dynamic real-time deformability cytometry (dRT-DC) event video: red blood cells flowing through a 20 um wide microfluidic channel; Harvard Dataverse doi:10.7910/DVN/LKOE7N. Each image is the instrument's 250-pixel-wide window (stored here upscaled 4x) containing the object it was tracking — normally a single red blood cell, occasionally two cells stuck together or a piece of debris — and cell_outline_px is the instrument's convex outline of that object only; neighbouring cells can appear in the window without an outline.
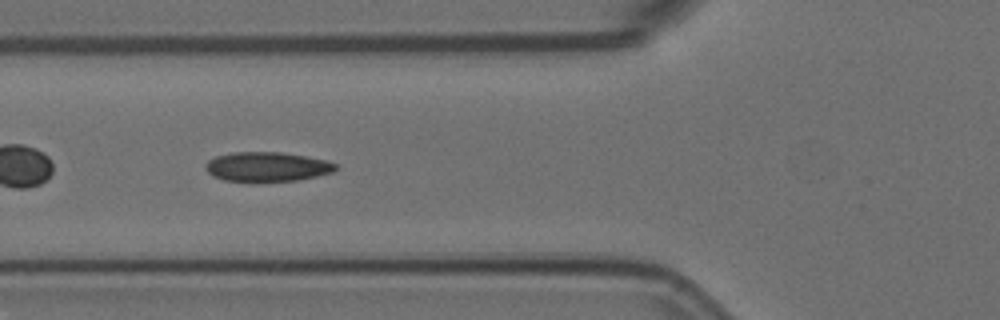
{"species": "Egyptian fruit bat (a non-hibernating species)", "species_latin": "Rousettus aegyptiacus", "temperature_condition": "room temperature", "stored_images_in_passage": 56, "camera_frame_rate_fps": 3000, "um_per_image_px": 0.085, "animal": {"sex": "female"}, "frame": {"image": 1, "passage_image": 21, "time_ms": 6.667, "image_size_px": [1000, 320], "cell_outline_px": [[336, 168], [332, 172], [316, 176], [296, 180], [252, 184], [224, 180], [212, 176], [204, 168], [204, 164], [208, 160], [216, 156], [232, 152], [280, 152], [304, 156], [324, 160], [336, 164]], "centroid_in_image_um": [22.6, 14.21], "position_along_channel_um": 103.2, "area_um2": 22.89}}
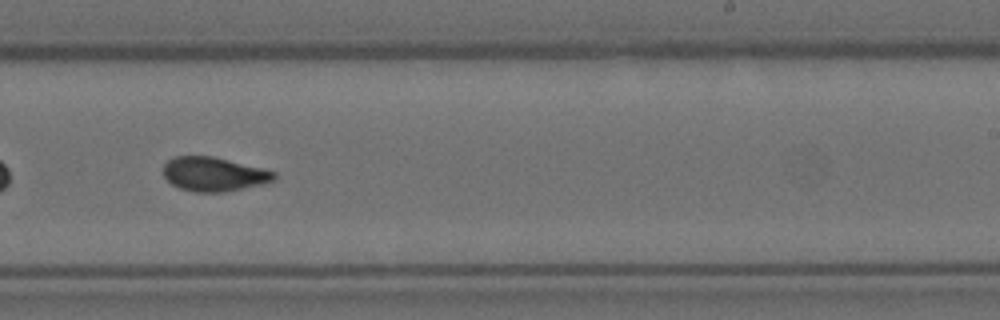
{"frame": {"image": 2, "passage_image": 35, "time_ms": 11.333, "image_size_px": [1000, 320], "cell_outline_px": [[276, 176], [272, 180], [260, 184], [224, 192], [196, 192], [180, 188], [172, 184], [164, 176], [164, 164], [168, 160], [176, 156], [212, 156], [276, 172]], "centroid_in_image_um": [18.13, 14.8], "position_along_channel_um": 270.9, "area_um2": 21.56}}
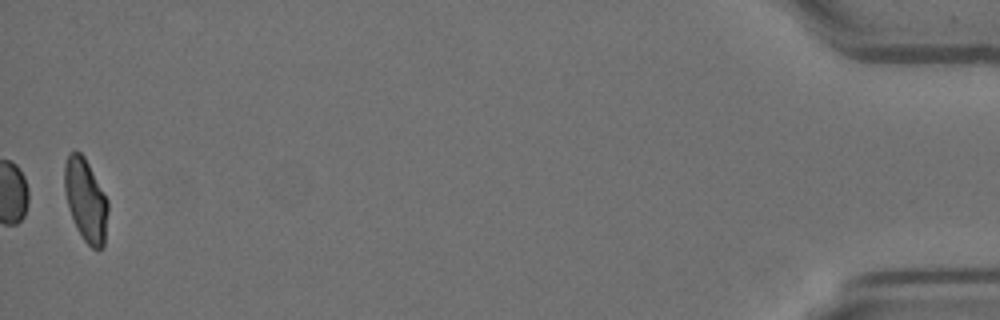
{"frame": {"image": 3, "passage_image": 56, "time_ms": 18.333, "image_size_px": [1000, 320], "cell_outline_px": [[108, 212], [104, 248], [92, 248], [84, 240], [76, 228], [68, 208], [64, 188], [64, 164], [68, 152], [80, 152], [84, 156], [108, 200]], "centroid_in_image_um": [7.28, 17.01], "position_along_channel_um": 427.9, "area_um2": 21.04}, "authors_computed_cell_mechanics": {"area_um2": 22.6576, "velocity_mm_per_s": 3.5965, "shape_relaxation_time_tau1_ms": 10.05, "shape_relaxation_time_tau2_ms": 1.7053, "deformation_change_tau1": 0.2146, "deformation_change_tau2": 0.0643}}